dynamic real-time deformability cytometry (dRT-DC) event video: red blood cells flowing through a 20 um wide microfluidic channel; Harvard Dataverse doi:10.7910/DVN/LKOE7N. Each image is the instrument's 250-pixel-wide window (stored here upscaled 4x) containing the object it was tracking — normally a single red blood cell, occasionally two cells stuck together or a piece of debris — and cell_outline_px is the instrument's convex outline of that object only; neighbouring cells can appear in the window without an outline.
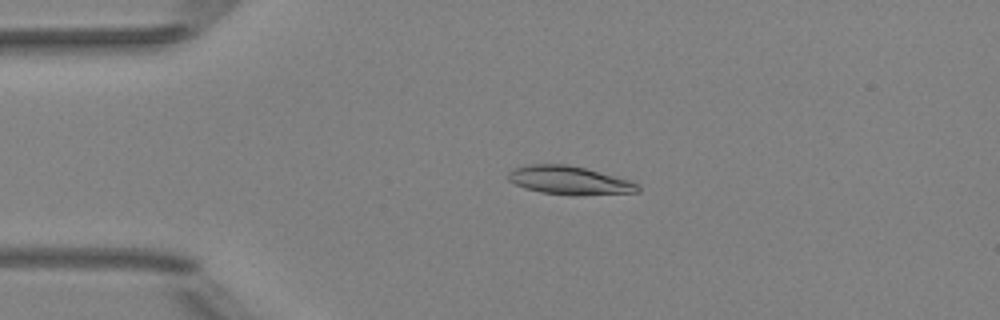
{"species": "Egyptian fruit bat (a non-hibernating species)", "species_latin": "Rousettus aegyptiacus", "temperature_condition": "room temperature", "stored_images_in_passage": 46, "camera_frame_rate_fps": 3000, "um_per_image_px": 0.085, "animal": {"sex": "female"}, "frame": {"image": 1, "passage_image": 11, "time_ms": 3.333, "image_size_px": [1000, 320], "cell_outline_px": [[640, 192], [540, 192], [524, 188], [508, 180], [508, 172], [512, 168], [528, 164], [568, 164], [632, 180], [640, 184]], "centroid_in_image_um": [48.33, 15.26], "position_along_channel_um": 36.7, "area_um2": 20.4}}
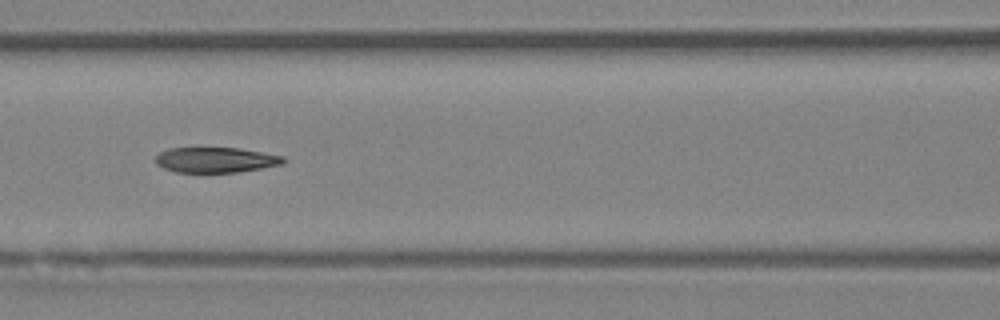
{"frame": {"image": 2, "passage_image": 22, "time_ms": 7.0, "image_size_px": [1000, 320], "cell_outline_px": [[284, 164], [236, 172], [176, 172], [164, 168], [156, 164], [156, 156], [160, 152], [168, 148], [200, 144], [240, 148], [284, 156]], "centroid_in_image_um": [18.27, 13.53], "position_along_channel_um": 148.3, "area_um2": 19.77}}
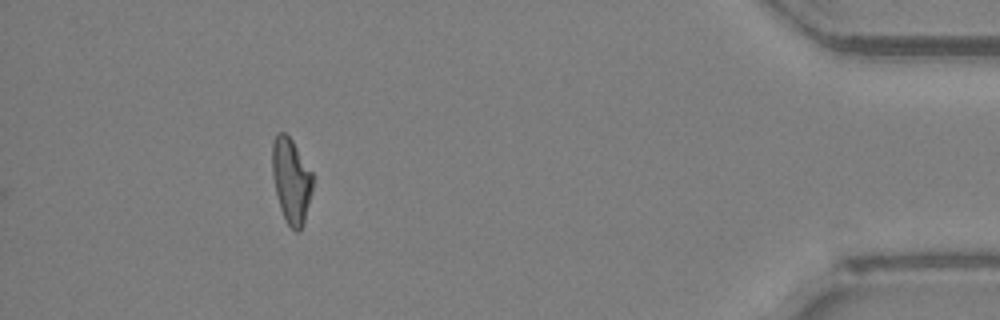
{"frame": {"image": 3, "passage_image": 46, "time_ms": 15.0, "image_size_px": [1000, 320], "cell_outline_px": [[312, 192], [304, 224], [296, 232], [288, 224], [280, 208], [272, 176], [272, 140], [276, 132], [284, 132], [292, 140], [312, 172]], "centroid_in_image_um": [24.74, 15.32], "position_along_channel_um": 410.5, "area_um2": 20.0}, "authors_computed_cell_mechanics": {"area_um2": 20.7213, "velocity_mm_per_s": 4.0265, "shape_relaxation_time_tau1_ms": null, "shape_relaxation_time_tau2_ms": 3.7374, "deformation_change_tau1": null, "deformation_change_tau2": 0.1112}}